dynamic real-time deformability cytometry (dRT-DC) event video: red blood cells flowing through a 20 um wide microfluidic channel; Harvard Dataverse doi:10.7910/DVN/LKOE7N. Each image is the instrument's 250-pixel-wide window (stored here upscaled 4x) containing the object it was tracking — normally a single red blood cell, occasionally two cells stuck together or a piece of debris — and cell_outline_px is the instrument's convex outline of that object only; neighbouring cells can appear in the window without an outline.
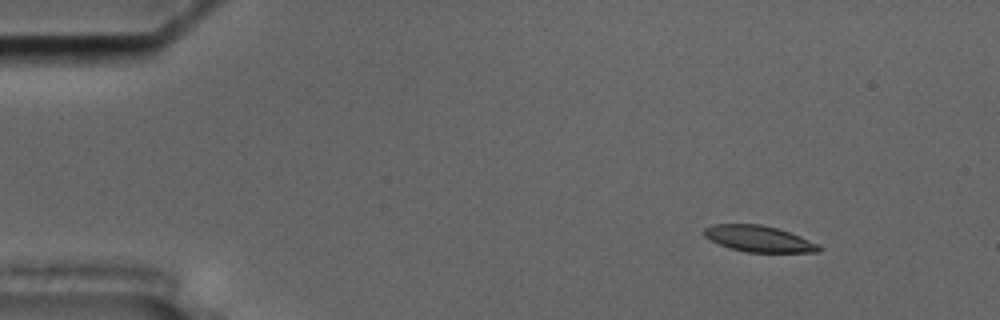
{"species": "common noctule bat (a hibernating species)", "species_latin": "Nyctalus noctula", "temperature_condition": "cold", "stored_images_in_passage": 56, "camera_frame_rate_fps": 3000, "um_per_image_px": 0.085, "animal": {"sex": "male", "body_mass_g": 17.5, "forearm_length_mm": 52.3}, "frame": {"image": 1, "passage_image": 7, "time_ms": 2.0, "image_size_px": [1000, 320], "cell_outline_px": [[820, 252], [748, 252], [732, 248], [720, 244], [704, 236], [704, 228], [712, 224], [760, 224], [776, 228], [800, 236], [816, 244], [820, 248]], "centroid_in_image_um": [64.47, 20.29], "position_along_channel_um": 20.5, "area_um2": 17.11}}
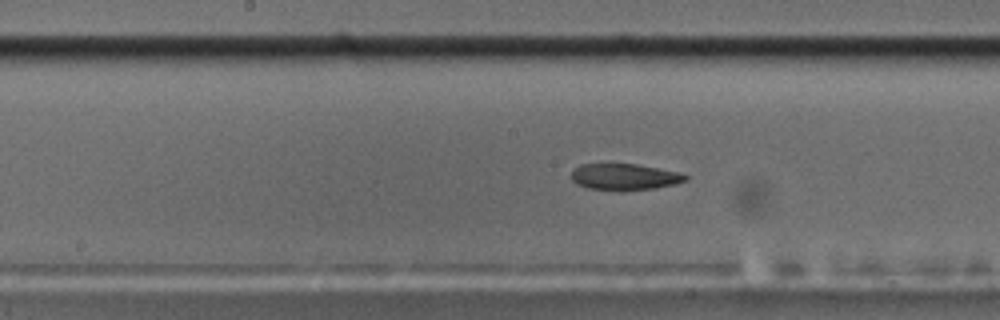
{"frame": {"image": 2, "passage_image": 29, "time_ms": 9.333, "image_size_px": [1000, 320], "cell_outline_px": [[688, 180], [676, 184], [656, 188], [620, 192], [588, 188], [576, 184], [572, 180], [572, 168], [580, 164], [636, 164], [680, 172], [688, 176]], "centroid_in_image_um": [53.08, 15.05], "position_along_channel_um": 195.1, "area_um2": 17.98}}
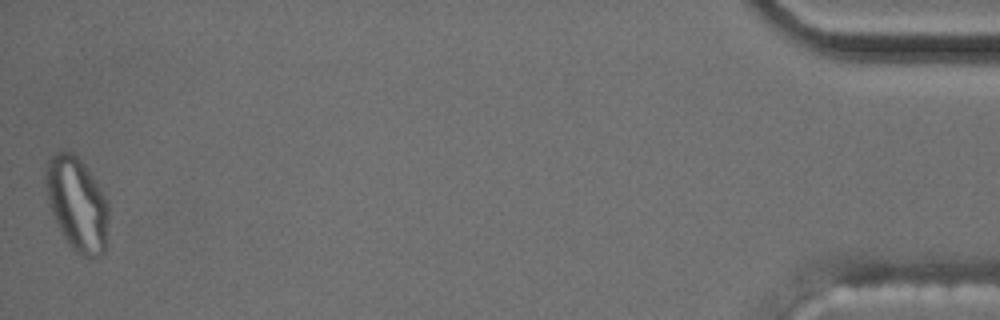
{"frame": {"image": 3, "passage_image": 56, "time_ms": 18.333, "image_size_px": [1000, 320], "cell_outline_px": [[108, 220], [104, 252], [100, 256], [84, 256], [76, 252], [68, 244], [52, 212], [48, 200], [48, 160], [56, 152], [68, 148], [84, 164], [108, 200]], "centroid_in_image_um": [6.59, 17.33], "position_along_channel_um": 428.6, "area_um2": 33.47}, "authors_computed_cell_mechanics": {"area_um2": 18.5538, "velocity_mm_per_s": 3.6022, "shape_relaxation_time_tau1_ms": null, "shape_relaxation_time_tau2_ms": 2.7059, "deformation_change_tau1": null, "deformation_change_tau2": 0.0821}}